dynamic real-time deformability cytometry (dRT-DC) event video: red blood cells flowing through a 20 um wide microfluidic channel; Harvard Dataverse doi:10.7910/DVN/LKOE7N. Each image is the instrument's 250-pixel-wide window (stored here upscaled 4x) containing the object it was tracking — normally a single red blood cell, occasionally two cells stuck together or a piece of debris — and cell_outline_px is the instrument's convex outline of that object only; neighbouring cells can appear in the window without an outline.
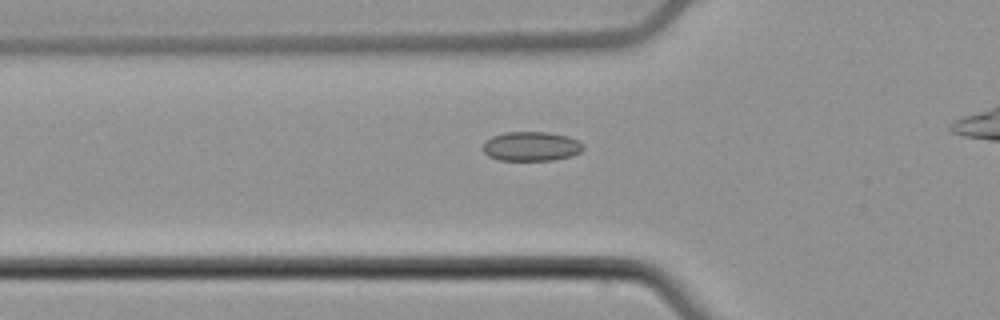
{"species": "common noctule bat (a hibernating species)", "species_latin": "Nyctalus noctula", "temperature_condition": "cold", "stored_images_in_passage": 41, "camera_frame_rate_fps": 3000, "um_per_image_px": 0.085, "animal": {"sex": "male", "body_mass_g": 21.5, "forearm_length_mm": 52.0}, "frame": {"image": 1, "passage_image": 13, "time_ms": 4.0, "image_size_px": [1000, 320], "cell_outline_px": [[584, 148], [580, 152], [572, 156], [552, 160], [500, 160], [488, 156], [484, 152], [484, 144], [492, 136], [504, 132], [548, 132], [568, 136], [580, 140], [584, 144]], "centroid_in_image_um": [45.21, 12.43], "position_along_channel_um": 80.6, "area_um2": 17.22}}
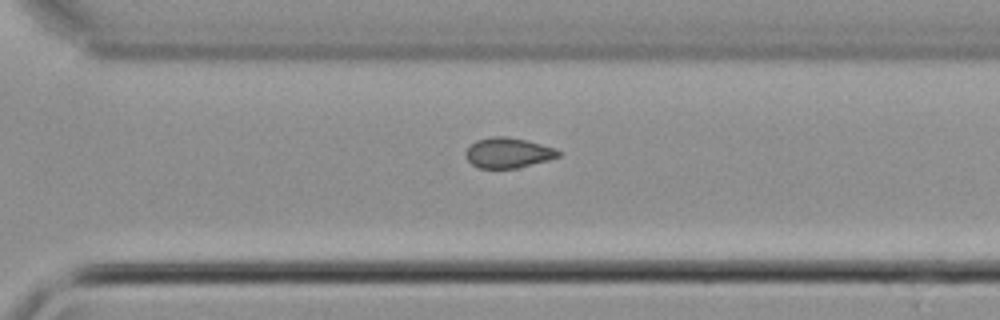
{"frame": {"image": 2, "passage_image": 32, "time_ms": 10.333, "image_size_px": [1000, 320], "cell_outline_px": [[560, 156], [548, 160], [516, 168], [476, 168], [464, 156], [464, 152], [476, 140], [492, 136], [508, 136], [528, 140], [556, 148], [560, 152]], "centroid_in_image_um": [43.18, 12.98], "position_along_channel_um": 327.4, "area_um2": 16.47}}
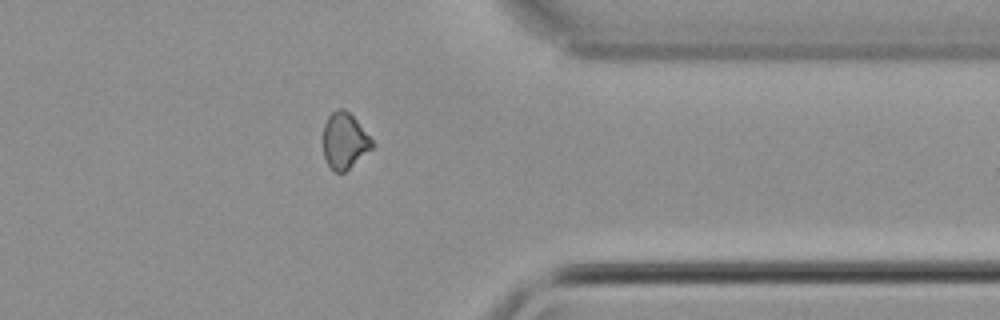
{"frame": {"image": 3, "passage_image": 37, "time_ms": 12.0, "image_size_px": [1000, 320], "cell_outline_px": [[376, 144], [372, 148], [344, 172], [336, 172], [328, 164], [324, 156], [324, 124], [328, 116], [336, 108], [344, 108], [356, 120]], "centroid_in_image_um": [29.29, 11.94], "position_along_channel_um": 382.1, "area_um2": 15.72}, "authors_computed_cell_mechanics": {"area_um2": 16.762, "velocity_mm_per_s": 3.8887, "shape_relaxation_time_tau1_ms": null, "shape_relaxation_time_tau2_ms": 3.9314, "deformation_change_tau1": null, "deformation_change_tau2": 0.0594}}